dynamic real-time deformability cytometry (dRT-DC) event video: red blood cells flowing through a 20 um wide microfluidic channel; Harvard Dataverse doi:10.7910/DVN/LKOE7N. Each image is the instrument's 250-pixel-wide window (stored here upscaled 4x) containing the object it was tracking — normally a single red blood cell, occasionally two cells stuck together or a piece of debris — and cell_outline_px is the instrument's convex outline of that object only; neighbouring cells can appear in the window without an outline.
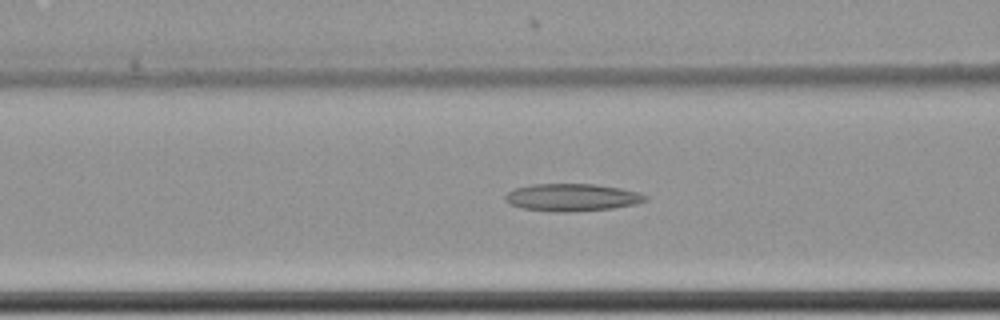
{"species": "common noctule bat (a hibernating species)", "species_latin": "Nyctalus noctula", "temperature_condition": "cold", "stored_images_in_passage": 54, "camera_frame_rate_fps": 3000, "um_per_image_px": 0.085, "animal": {"sex": "female", "body_mass_g": 22.7, "forearm_length_mm": 54.2}, "frame": {"image": 1, "passage_image": 19, "time_ms": 6.0, "image_size_px": [1000, 320], "cell_outline_px": [[648, 200], [636, 204], [612, 208], [568, 212], [556, 212], [524, 208], [508, 204], [504, 200], [504, 196], [508, 192], [516, 188], [532, 184], [596, 184], [620, 188], [636, 192], [648, 196]], "centroid_in_image_um": [48.61, 16.78], "position_along_channel_um": 118.0, "area_um2": 22.37}}
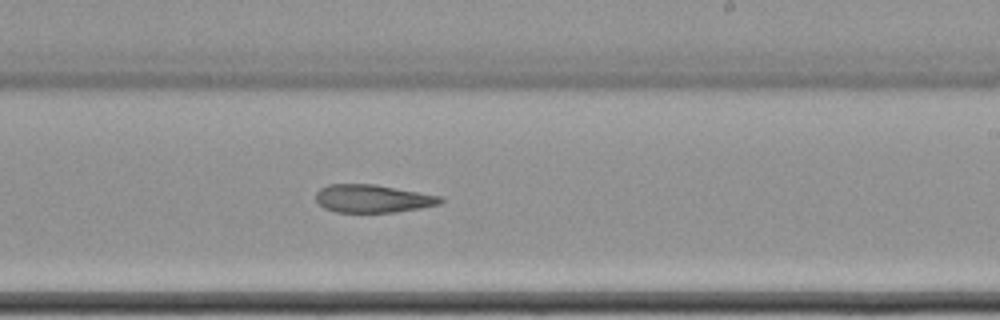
{"frame": {"image": 2, "passage_image": 31, "time_ms": 10.0, "image_size_px": [1000, 320], "cell_outline_px": [[444, 200], [440, 204], [420, 208], [396, 212], [336, 212], [324, 208], [316, 200], [316, 192], [320, 188], [328, 184], [376, 184], [440, 196]], "centroid_in_image_um": [31.67, 16.88], "position_along_channel_um": 257.3, "area_um2": 20.29}}
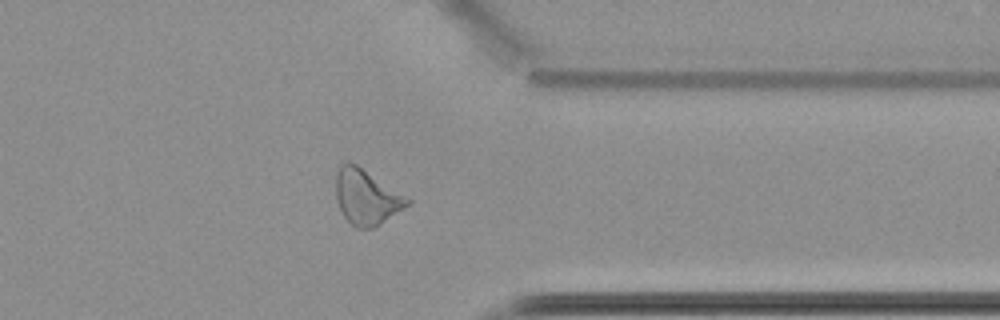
{"frame": {"image": 3, "passage_image": 42, "time_ms": 13.667, "image_size_px": [1000, 320], "cell_outline_px": [[412, 200], [404, 208], [372, 228], [356, 228], [344, 216], [336, 200], [336, 172], [340, 164], [356, 164], [408, 196]], "centroid_in_image_um": [31.15, 16.74], "position_along_channel_um": 380.2, "area_um2": 22.66}, "authors_computed_cell_mechanics": {"area_um2": 23.1489, "velocity_mm_per_s": 3.4827, "shape_relaxation_time_tau1_ms": null, "shape_relaxation_time_tau2_ms": 11.3425, "deformation_change_tau1": null, "deformation_change_tau2": 0.2252}}